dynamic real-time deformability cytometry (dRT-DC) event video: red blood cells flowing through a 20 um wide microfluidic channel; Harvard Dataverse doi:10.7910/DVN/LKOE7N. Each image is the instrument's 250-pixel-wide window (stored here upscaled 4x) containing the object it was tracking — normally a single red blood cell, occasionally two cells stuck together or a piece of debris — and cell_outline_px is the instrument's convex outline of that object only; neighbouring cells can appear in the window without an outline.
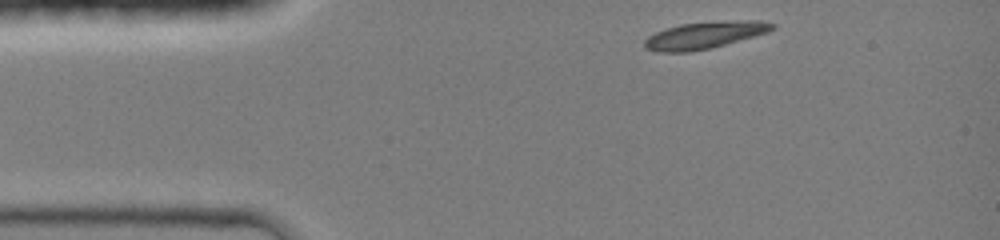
{"species": "common noctule bat (a hibernating species)", "species_latin": "Nyctalus noctula", "temperature_condition": "room temperature", "stored_images_in_passage": 34, "camera_frame_rate_fps": 3000, "um_per_image_px": 0.085, "animal": {"sex": "female", "body_mass_g": 19.0, "forearm_length_mm": 51.5}, "frame": {"image": 1, "passage_image": 1, "time_ms": 0.0, "image_size_px": [1000, 240], "cell_outline_px": [[776, 28], [768, 32], [724, 44], [708, 48], [688, 52], [656, 52], [644, 48], [644, 40], [648, 36], [664, 28], [680, 24], [744, 20], [760, 20], [776, 24]], "centroid_in_image_um": [59.86, 2.99], "position_along_channel_um": 25.1, "area_um2": 19.88}}
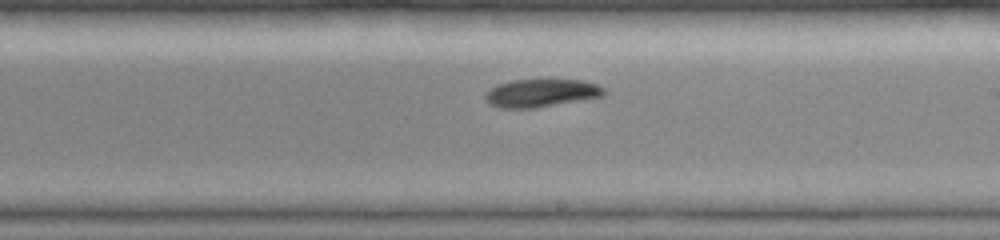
{"frame": {"image": 2, "passage_image": 20, "time_ms": 6.333, "image_size_px": [1000, 240], "cell_outline_px": [[608, 92], [604, 96], [536, 108], [500, 108], [488, 104], [484, 100], [484, 92], [488, 88], [496, 84], [512, 80], [584, 80], [596, 84], [604, 88]], "centroid_in_image_um": [45.95, 7.91], "position_along_channel_um": 243.0, "area_um2": 19.71}}
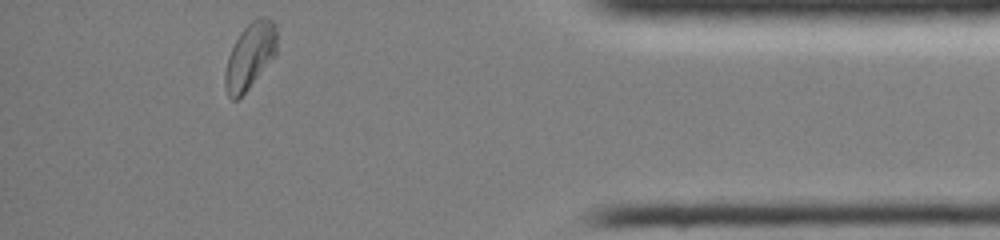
{"frame": {"image": 3, "passage_image": 34, "time_ms": 11.0, "image_size_px": [1000, 240], "cell_outline_px": [[276, 52], [248, 88], [236, 100], [232, 100], [228, 96], [224, 84], [224, 72], [228, 56], [240, 32], [256, 16], [260, 16], [272, 20], [276, 28]], "centroid_in_image_um": [21.21, 4.73], "position_along_channel_um": 414.0, "area_um2": 19.48}, "authors_computed_cell_mechanics": {"area_um2": 19.7965, "velocity_mm_per_s": 4.2788, "shape_relaxation_time_tau1_ms": 3.6773, "shape_relaxation_time_tau2_ms": null, "deformation_change_tau1": 0.1434, "deformation_change_tau2": null}}